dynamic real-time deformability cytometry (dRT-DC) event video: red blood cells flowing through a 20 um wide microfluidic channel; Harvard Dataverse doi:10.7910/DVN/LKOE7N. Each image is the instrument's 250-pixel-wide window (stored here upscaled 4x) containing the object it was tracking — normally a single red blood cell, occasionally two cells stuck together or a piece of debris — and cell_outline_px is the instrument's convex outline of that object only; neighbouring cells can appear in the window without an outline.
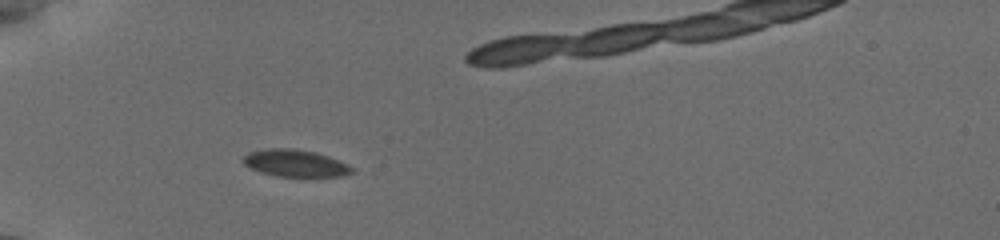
{"species": "common noctule bat (a hibernating species)", "species_latin": "Nyctalus noctula", "temperature_condition": "cold", "stored_images_in_passage": 35, "camera_frame_rate_fps": 3000, "um_per_image_px": 0.085, "animal": {"sex": "female", "body_mass_g": 19.5, "forearm_length_mm": 54.1}, "frame": {"image": 1, "passage_image": 1, "time_ms": 0.0, "image_size_px": [1000, 240], "cell_outline_px": [[352, 172], [340, 176], [276, 176], [260, 172], [244, 164], [244, 156], [248, 152], [268, 148], [292, 148], [316, 152], [328, 156], [348, 164], [352, 168]], "centroid_in_image_um": [25.08, 13.86], "position_along_channel_um": 59.9, "area_um2": 16.94}}
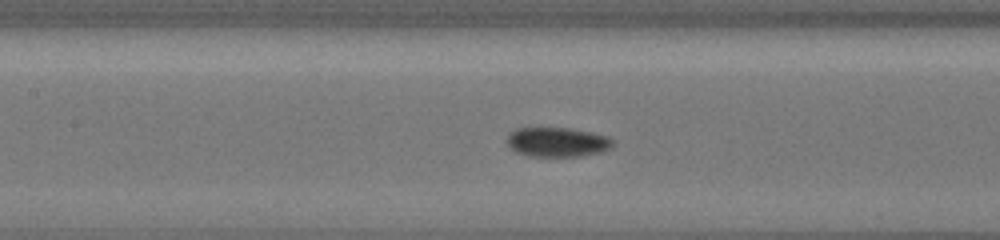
{"frame": {"image": 2, "passage_image": 9, "time_ms": 3.0, "image_size_px": [1000, 240], "cell_outline_px": [[616, 144], [612, 148], [604, 152], [580, 156], [528, 156], [516, 152], [508, 144], [508, 136], [516, 128], [568, 128], [592, 132], [608, 136]], "centroid_in_image_um": [47.44, 12.08], "position_along_channel_um": 160.0, "area_um2": 18.26}}
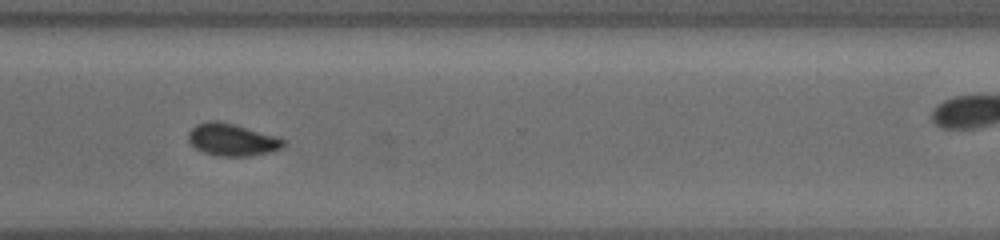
{"frame": {"image": 3, "passage_image": 27, "time_ms": 8.0, "image_size_px": [1000, 240], "cell_outline_px": [[284, 144], [280, 148], [268, 152], [248, 156], [216, 156], [204, 152], [196, 148], [188, 140], [188, 132], [196, 124], [212, 120], [216, 120], [232, 124], [272, 136], [284, 140]], "centroid_in_image_um": [19.64, 11.88], "position_along_channel_um": 351.0, "area_um2": 17.28}, "authors_computed_cell_mechanics": {"area_um2": 18.0336, "velocity_mm_per_s": 3.8247, "shape_relaxation_time_tau1_ms": 6.6113, "shape_relaxation_time_tau2_ms": null, "deformation_change_tau1": 0.1025, "deformation_change_tau2": null}}